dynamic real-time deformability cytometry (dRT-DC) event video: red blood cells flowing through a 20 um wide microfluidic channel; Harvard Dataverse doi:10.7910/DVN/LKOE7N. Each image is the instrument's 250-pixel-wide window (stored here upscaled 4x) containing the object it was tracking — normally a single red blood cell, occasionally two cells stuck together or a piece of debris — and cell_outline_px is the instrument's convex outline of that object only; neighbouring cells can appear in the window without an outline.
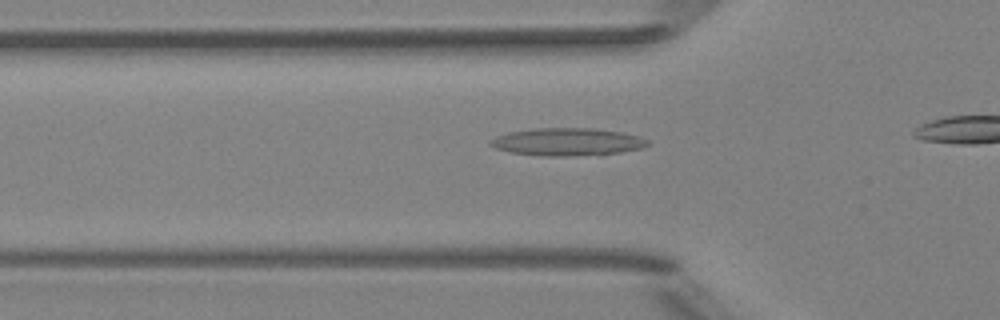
{"species": "Egyptian fruit bat (a non-hibernating species)", "species_latin": "Rousettus aegyptiacus", "temperature_condition": "room temperature", "stored_images_in_passage": 31, "camera_frame_rate_fps": 3000, "um_per_image_px": 0.085, "animal": {"sex": "female"}, "frame": {"image": 1, "passage_image": 7, "time_ms": 2.0, "image_size_px": [1000, 320], "cell_outline_px": [[648, 144], [644, 148], [600, 156], [540, 156], [512, 152], [496, 148], [488, 144], [488, 140], [496, 136], [508, 132], [532, 128], [592, 128], [620, 132], [636, 136], [648, 140]], "centroid_in_image_um": [48.21, 12.07], "position_along_channel_um": 77.6, "area_um2": 25.72}}
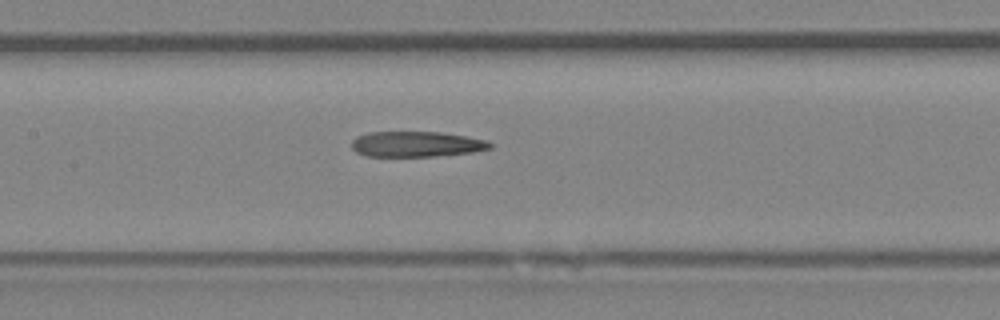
{"frame": {"image": 2, "passage_image": 14, "time_ms": 4.333, "image_size_px": [1000, 320], "cell_outline_px": [[492, 148], [472, 152], [432, 156], [368, 156], [356, 152], [352, 148], [352, 140], [356, 136], [368, 132], [440, 132], [488, 140], [492, 144]], "centroid_in_image_um": [35.38, 12.24], "position_along_channel_um": 172.0, "area_um2": 20.46}}
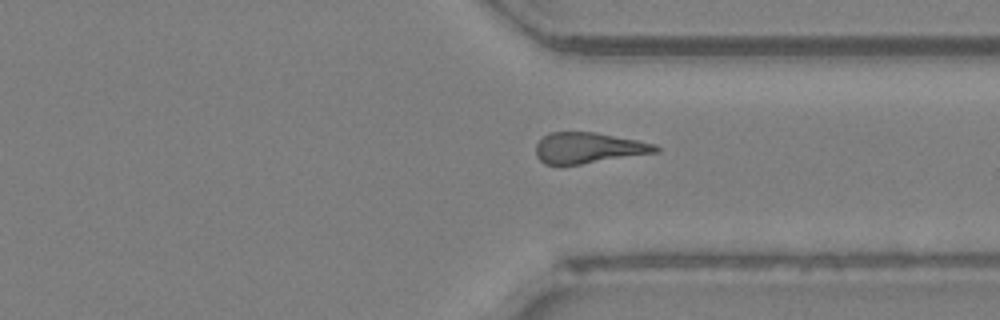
{"frame": {"image": 3, "passage_image": 28, "time_ms": 9.0, "image_size_px": [1000, 320], "cell_outline_px": [[660, 152], [560, 168], [544, 164], [536, 156], [536, 144], [548, 132], [596, 132], [656, 144], [660, 148]], "centroid_in_image_um": [49.99, 12.62], "position_along_channel_um": 361.4, "area_um2": 22.25}}